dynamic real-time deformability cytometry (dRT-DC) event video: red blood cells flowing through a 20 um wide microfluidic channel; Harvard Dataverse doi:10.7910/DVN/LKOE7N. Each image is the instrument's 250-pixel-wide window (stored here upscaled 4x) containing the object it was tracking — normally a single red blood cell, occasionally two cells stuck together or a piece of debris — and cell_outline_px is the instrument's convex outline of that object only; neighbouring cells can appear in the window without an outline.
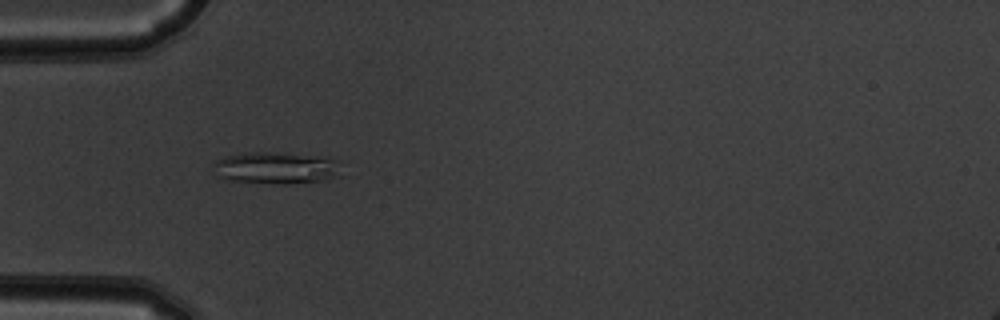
{"species": "common noctule bat (a hibernating species)", "species_latin": "Nyctalus noctula", "temperature_condition": "warm", "stored_images_in_passage": 45, "camera_frame_rate_fps": 3000, "um_per_image_px": 0.085, "animal": {"sex": "male", "body_mass_g": 19.5, "forearm_length_mm": 54.6}, "frame": {"image": 1, "passage_image": 9, "time_ms": 2.667, "image_size_px": [1000, 320], "cell_outline_px": [[336, 176], [320, 180], [284, 184], [280, 184], [224, 180], [216, 176], [212, 164], [216, 160], [224, 156], [244, 152], [284, 152], [316, 156], [336, 160]], "centroid_in_image_um": [23.29, 14.26], "position_along_channel_um": 61.7, "area_um2": 23.64}}
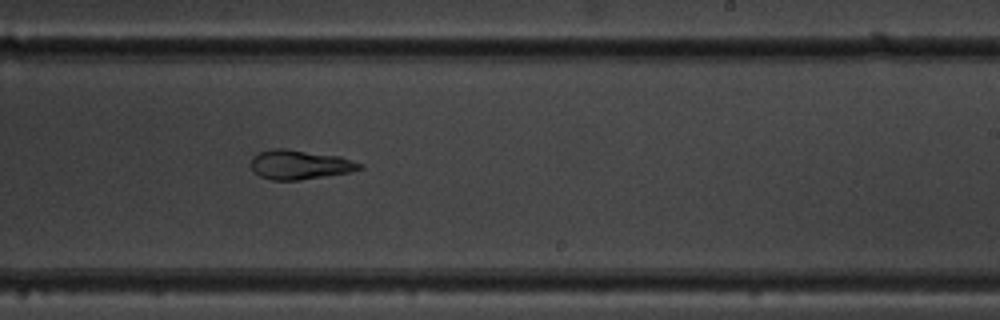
{"frame": {"image": 2, "passage_image": 25, "time_ms": 8.0, "image_size_px": [1000, 320], "cell_outline_px": [[364, 168], [348, 172], [300, 180], [272, 180], [260, 176], [252, 168], [252, 156], [260, 152], [276, 148], [284, 148], [340, 156], [364, 164]], "centroid_in_image_um": [25.51, 13.99], "position_along_channel_um": 263.5, "area_um2": 18.44}}
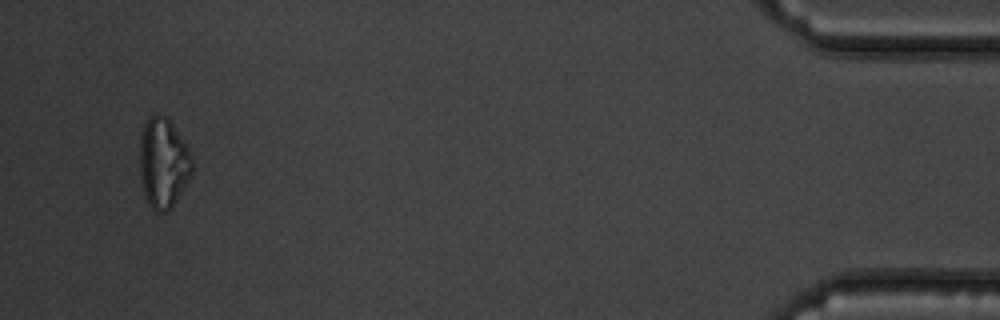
{"frame": {"image": 3, "passage_image": 43, "time_ms": 14.0, "image_size_px": [1000, 320], "cell_outline_px": [[192, 172], [188, 180], [172, 208], [164, 212], [156, 212], [148, 204], [144, 192], [140, 172], [140, 140], [144, 124], [148, 116], [156, 112], [164, 116], [172, 124], [184, 140], [188, 148], [192, 160]], "centroid_in_image_um": [13.87, 13.84], "position_along_channel_um": 421.3, "area_um2": 27.46}, "authors_computed_cell_mechanics": {"area_um2": 20.3456, "velocity_mm_per_s": 3.8565, "shape_relaxation_time_tau1_ms": null, "shape_relaxation_time_tau2_ms": 1.846, "deformation_change_tau1": null, "deformation_change_tau2": 0.087}}